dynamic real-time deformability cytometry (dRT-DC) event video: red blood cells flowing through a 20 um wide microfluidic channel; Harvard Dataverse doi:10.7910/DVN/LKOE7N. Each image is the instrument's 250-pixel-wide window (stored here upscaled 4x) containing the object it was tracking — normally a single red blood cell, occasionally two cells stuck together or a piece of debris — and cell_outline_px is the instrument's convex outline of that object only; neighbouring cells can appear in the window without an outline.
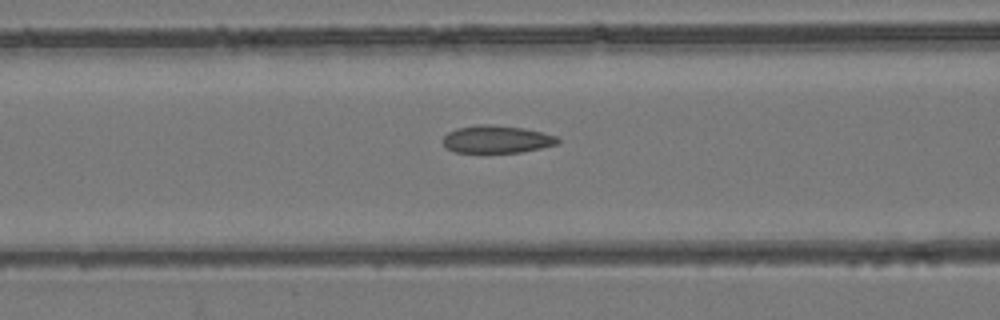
{"species": "common noctule bat (a hibernating species)", "species_latin": "Nyctalus noctula", "temperature_condition": "room temperature", "stored_images_in_passage": 55, "camera_frame_rate_fps": 3000, "um_per_image_px": 0.085, "animal": {"sex": "female", "body_mass_g": 24.6, "forearm_length_mm": 56.2}, "frame": {"image": 1, "passage_image": 23, "time_ms": 7.333, "image_size_px": [1000, 320], "cell_outline_px": [[560, 140], [556, 144], [540, 148], [520, 152], [452, 152], [444, 144], [444, 136], [448, 132], [456, 128], [480, 124], [488, 124], [524, 128], [556, 136]], "centroid_in_image_um": [42.2, 11.83], "position_along_channel_um": 124.4, "area_um2": 18.21}}
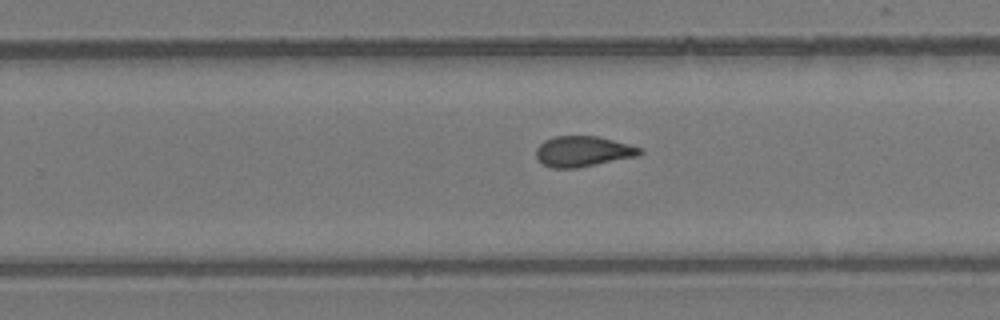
{"frame": {"image": 2, "passage_image": 35, "time_ms": 11.333, "image_size_px": [1000, 320], "cell_outline_px": [[644, 152], [640, 156], [576, 168], [552, 168], [544, 164], [536, 156], [536, 148], [544, 140], [552, 136], [596, 136], [628, 144], [640, 148]], "centroid_in_image_um": [49.56, 12.87], "position_along_channel_um": 280.2, "area_um2": 18.44}}
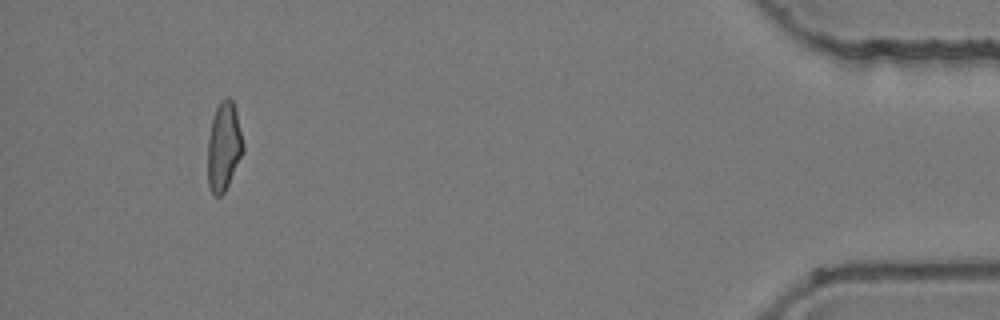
{"frame": {"image": 3, "passage_image": 51, "time_ms": 16.667, "image_size_px": [1000, 320], "cell_outline_px": [[244, 152], [224, 192], [220, 196], [216, 196], [212, 192], [208, 184], [208, 136], [212, 120], [216, 108], [220, 100], [228, 96], [232, 100], [236, 112], [244, 144]], "centroid_in_image_um": [19.03, 12.44], "position_along_channel_um": 416.2, "area_um2": 18.21}, "authors_computed_cell_mechanics": {"area_um2": 18.9006, "velocity_mm_per_s": 3.9092, "shape_relaxation_time_tau1_ms": null, "shape_relaxation_time_tau2_ms": 2.0304, "deformation_change_tau1": null, "deformation_change_tau2": 0.0824}}